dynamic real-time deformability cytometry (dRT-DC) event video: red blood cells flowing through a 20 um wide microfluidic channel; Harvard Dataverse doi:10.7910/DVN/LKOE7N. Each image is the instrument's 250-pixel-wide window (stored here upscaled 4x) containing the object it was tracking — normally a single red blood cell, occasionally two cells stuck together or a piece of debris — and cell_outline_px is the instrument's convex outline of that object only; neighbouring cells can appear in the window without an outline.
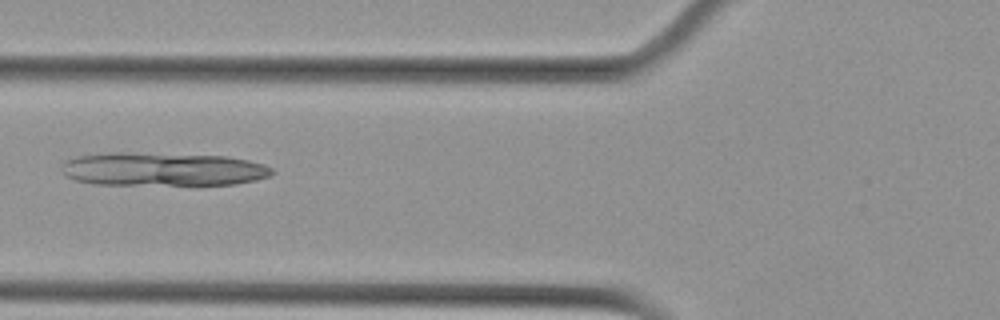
{"species": "Egyptian fruit bat (a non-hibernating species)", "species_latin": "Rousettus aegyptiacus", "temperature_condition": "cold", "stored_images_in_passage": 3, "camera_frame_rate_fps": 3000, "um_per_image_px": 0.085, "animal": {"sex": "female"}, "frame": {"image": 1, "passage_image": 3, "time_ms": 0.667, "image_size_px": [1000, 320], "cell_outline_px": [[276, 172], [272, 176], [256, 180], [236, 184], [196, 188], [192, 188], [96, 184], [76, 180], [68, 176], [60, 168], [60, 164], [64, 160], [76, 156], [104, 152], [128, 152], [228, 156], [248, 160], [264, 164], [272, 168]], "centroid_in_image_um": [13.89, 14.43], "position_along_channel_um": 111.9, "area_um2": 43.41}}